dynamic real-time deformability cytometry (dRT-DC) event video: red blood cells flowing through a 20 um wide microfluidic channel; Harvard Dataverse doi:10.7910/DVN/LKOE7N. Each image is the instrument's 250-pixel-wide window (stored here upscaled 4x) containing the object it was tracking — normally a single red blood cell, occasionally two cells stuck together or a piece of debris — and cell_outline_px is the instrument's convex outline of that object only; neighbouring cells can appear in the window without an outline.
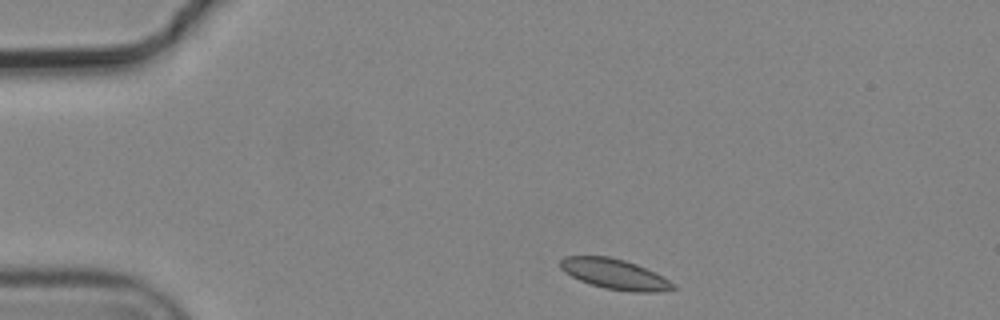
{"species": "common noctule bat (a hibernating species)", "species_latin": "Nyctalus noctula", "temperature_condition": "cold", "stored_images_in_passage": 2, "camera_frame_rate_fps": 3000, "um_per_image_px": 0.085, "animal": {"sex": "male", "body_mass_g": 19.2, "forearm_length_mm": 51.8}, "frame": {"image": 1, "passage_image": 1, "time_ms": 0.0, "image_size_px": [1000, 320], "cell_outline_px": [[676, 288], [656, 292], [632, 292], [604, 288], [580, 280], [572, 276], [560, 268], [560, 260], [564, 256], [608, 256], [624, 260], [636, 264], [676, 284]], "centroid_in_image_um": [52.23, 23.3], "position_along_channel_um": 32.8, "area_um2": 19.54}}